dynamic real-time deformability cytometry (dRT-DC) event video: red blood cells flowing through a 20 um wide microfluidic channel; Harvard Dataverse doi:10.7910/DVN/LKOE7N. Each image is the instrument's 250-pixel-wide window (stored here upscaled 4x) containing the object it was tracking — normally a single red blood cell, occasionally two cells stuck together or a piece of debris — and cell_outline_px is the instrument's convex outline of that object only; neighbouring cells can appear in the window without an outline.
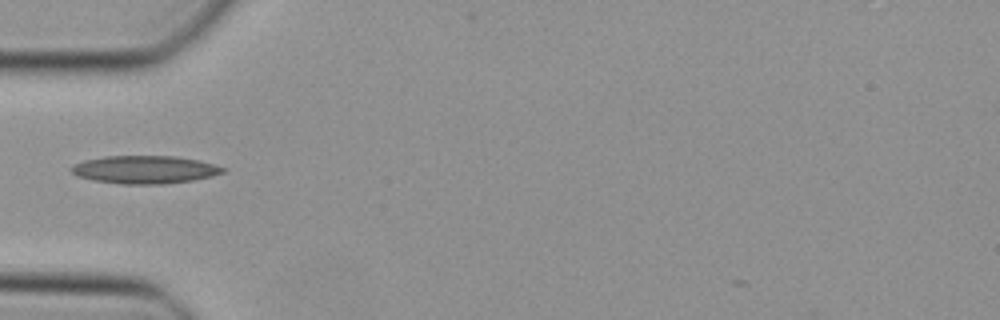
{"species": "Egyptian fruit bat (a non-hibernating species)", "species_latin": "Rousettus aegyptiacus", "temperature_condition": "cold", "stored_images_in_passage": 33, "camera_frame_rate_fps": 3000, "um_per_image_px": 0.085, "animal": {"sex": "female"}, "frame": {"image": 1, "passage_image": 1, "time_ms": 0.0, "image_size_px": [1000, 320], "cell_outline_px": [[224, 172], [212, 176], [192, 180], [164, 184], [124, 184], [92, 180], [76, 176], [68, 168], [72, 164], [84, 160], [104, 156], [176, 156], [200, 160], [224, 168]], "centroid_in_image_um": [12.24, 14.41], "position_along_channel_um": 72.8, "area_um2": 24.74}}
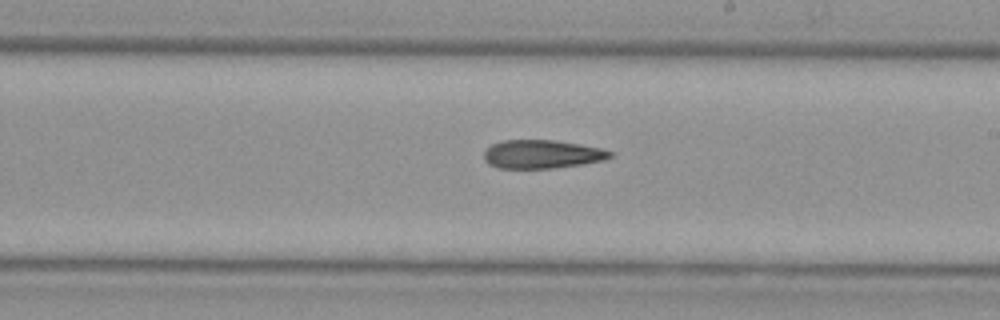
{"frame": {"image": 2, "passage_image": 13, "time_ms": 4.0, "image_size_px": [1000, 320], "cell_outline_px": [[612, 156], [600, 160], [580, 164], [552, 168], [500, 168], [488, 164], [484, 160], [484, 152], [492, 144], [504, 140], [552, 140], [600, 148], [612, 152]], "centroid_in_image_um": [46.0, 13.11], "position_along_channel_um": 243.0, "area_um2": 20.52}}
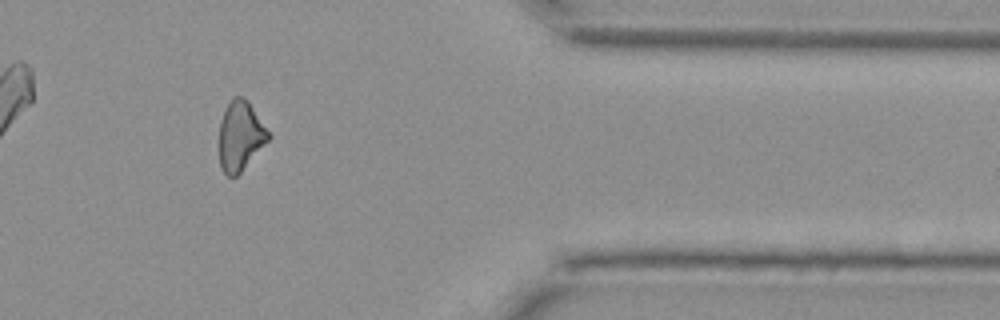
{"frame": {"image": 3, "passage_image": 25, "time_ms": 8.0, "image_size_px": [1000, 320], "cell_outline_px": [[272, 136], [240, 172], [236, 176], [228, 176], [220, 168], [220, 120], [224, 108], [232, 96], [244, 96], [248, 100]], "centroid_in_image_um": [20.42, 11.5], "position_along_channel_um": 391.0, "area_um2": 19.94}}